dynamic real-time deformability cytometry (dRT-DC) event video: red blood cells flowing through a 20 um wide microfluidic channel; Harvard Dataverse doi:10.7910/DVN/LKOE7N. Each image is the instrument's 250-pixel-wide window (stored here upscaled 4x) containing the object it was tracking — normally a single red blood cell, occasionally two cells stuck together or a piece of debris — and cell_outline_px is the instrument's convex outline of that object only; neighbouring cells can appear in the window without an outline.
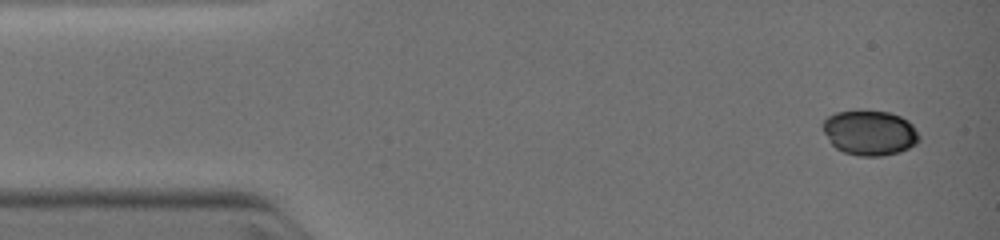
{"species": "common noctule bat (a hibernating species)", "species_latin": "Nyctalus noctula", "temperature_condition": "warm", "stored_images_in_passage": 4, "camera_frame_rate_fps": 3000, "um_per_image_px": 0.085, "animal": {"sex": "female", "body_mass_g": 19.0, "forearm_length_mm": 51.5}, "frame": {"image": 1, "passage_image": 1, "time_ms": 0.0, "image_size_px": [1000, 240], "cell_outline_px": [[920, 136], [916, 144], [900, 152], [880, 156], [860, 156], [844, 152], [836, 148], [832, 144], [824, 132], [824, 120], [828, 116], [836, 112], [856, 108], [888, 112], [900, 116], [908, 120], [912, 124]], "centroid_in_image_um": [73.93, 11.25], "position_along_channel_um": 11.1, "area_um2": 25.55}}
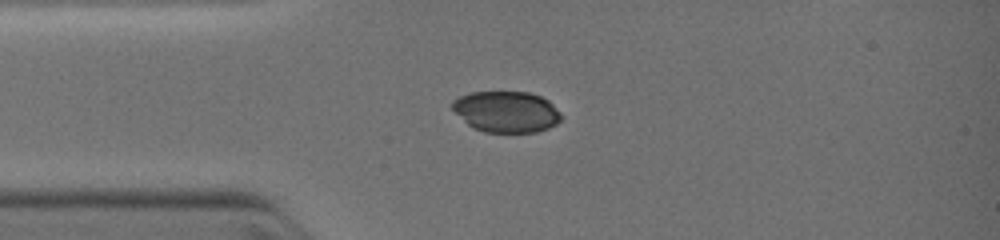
{"frame": {"image": 2, "passage_image": 4, "time_ms": 2.333, "image_size_px": [1000, 240], "cell_outline_px": [[560, 120], [556, 124], [548, 128], [536, 132], [484, 132], [472, 128], [452, 108], [452, 100], [460, 96], [472, 92], [528, 92], [540, 96], [548, 100], [560, 112]], "centroid_in_image_um": [43.04, 9.5], "position_along_channel_um": 42.0, "area_um2": 25.95}}